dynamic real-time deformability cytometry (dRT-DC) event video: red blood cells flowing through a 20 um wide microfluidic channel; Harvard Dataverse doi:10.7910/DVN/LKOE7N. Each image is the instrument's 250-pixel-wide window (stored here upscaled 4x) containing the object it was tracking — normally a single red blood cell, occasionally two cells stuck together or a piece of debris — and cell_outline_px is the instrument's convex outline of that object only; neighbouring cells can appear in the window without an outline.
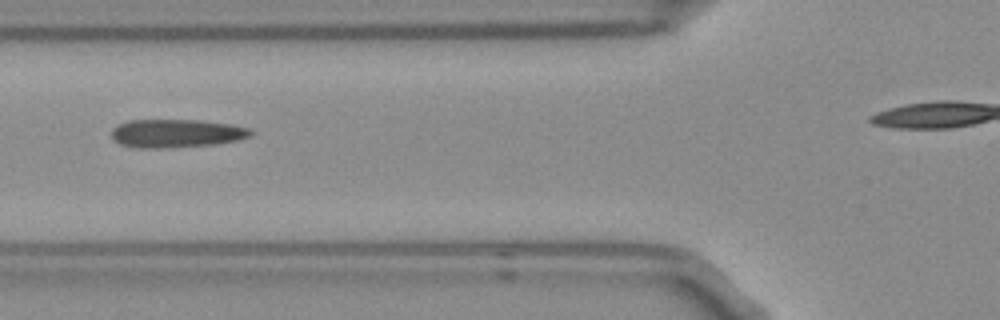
{"species": "Egyptian fruit bat (a non-hibernating species)", "species_latin": "Rousettus aegyptiacus", "temperature_condition": "room temperature", "stored_images_in_passage": 2, "camera_frame_rate_fps": 3000, "um_per_image_px": 0.085, "frame": {"image": 1, "passage_image": 2, "time_ms": 0.333, "image_size_px": [1000, 320], "cell_outline_px": [[256, 132], [252, 136], [236, 140], [216, 144], [164, 148], [144, 148], [120, 144], [112, 140], [112, 128], [128, 120], [200, 120], [232, 124], [252, 128]], "centroid_in_image_um": [15.05, 11.33], "position_along_channel_um": 110.8, "area_um2": 23.18}}